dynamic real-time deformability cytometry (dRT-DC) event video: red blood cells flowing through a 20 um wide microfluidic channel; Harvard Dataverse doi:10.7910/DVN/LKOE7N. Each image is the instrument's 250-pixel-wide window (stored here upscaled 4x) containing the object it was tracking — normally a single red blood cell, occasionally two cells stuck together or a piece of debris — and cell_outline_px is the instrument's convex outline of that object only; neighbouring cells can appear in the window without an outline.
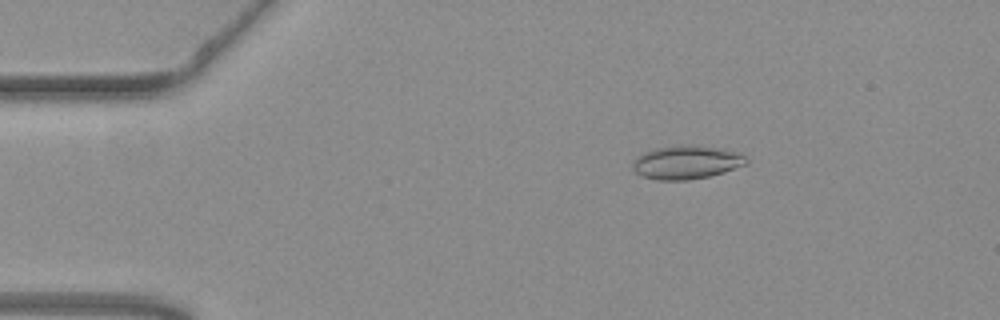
{"species": "common noctule bat (a hibernating species)", "species_latin": "Nyctalus noctula", "temperature_condition": "warm", "stored_images_in_passage": 55, "camera_frame_rate_fps": 3000, "um_per_image_px": 0.085, "animal": {"sex": "female", "body_mass_g": 19.3, "forearm_length_mm": 54.1}, "frame": {"image": 1, "passage_image": 9, "time_ms": 2.667, "image_size_px": [1000, 320], "cell_outline_px": [[748, 164], [724, 172], [708, 176], [688, 180], [656, 180], [644, 176], [636, 172], [632, 168], [632, 164], [644, 152], [656, 148], [680, 144], [688, 144], [712, 148], [744, 156], [748, 160]], "centroid_in_image_um": [58.3, 13.81], "position_along_channel_um": 26.7, "area_um2": 21.62}}
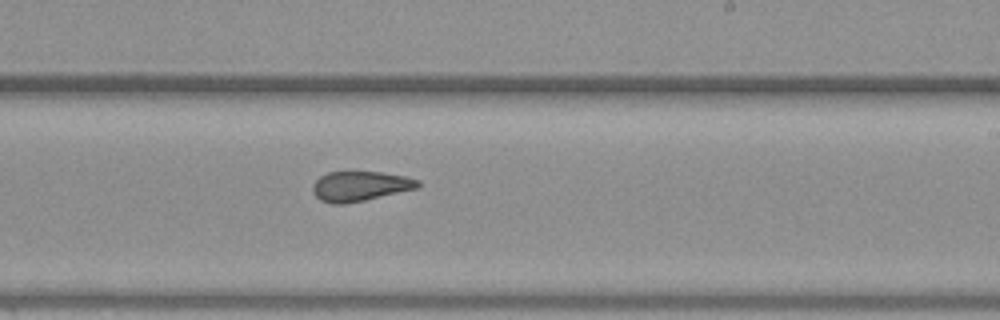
{"frame": {"image": 2, "passage_image": 33, "time_ms": 10.667, "image_size_px": [1000, 320], "cell_outline_px": [[420, 184], [416, 188], [364, 200], [344, 204], [332, 204], [320, 200], [312, 192], [312, 184], [320, 176], [328, 172], [380, 172], [404, 176], [420, 180]], "centroid_in_image_um": [30.56, 15.82], "position_along_channel_um": 258.4, "area_um2": 18.15}}
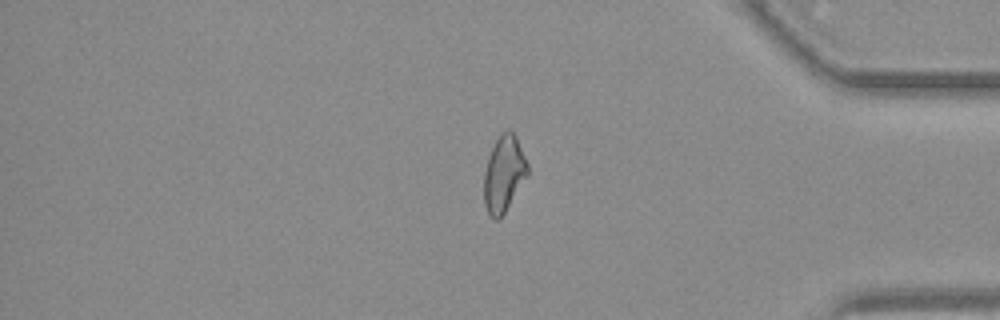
{"frame": {"image": 3, "passage_image": 46, "time_ms": 15.0, "image_size_px": [1000, 320], "cell_outline_px": [[528, 172], [500, 220], [492, 220], [488, 216], [484, 204], [484, 172], [488, 156], [500, 132], [512, 132], [516, 136], [528, 164]], "centroid_in_image_um": [42.79, 14.82], "position_along_channel_um": 392.4, "area_um2": 19.19}, "authors_computed_cell_mechanics": {"area_um2": 19.363, "velocity_mm_per_s": 3.7152, "shape_relaxation_time_tau1_ms": null, "shape_relaxation_time_tau2_ms": 2.4066, "deformation_change_tau1": null, "deformation_change_tau2": 0.1011}}